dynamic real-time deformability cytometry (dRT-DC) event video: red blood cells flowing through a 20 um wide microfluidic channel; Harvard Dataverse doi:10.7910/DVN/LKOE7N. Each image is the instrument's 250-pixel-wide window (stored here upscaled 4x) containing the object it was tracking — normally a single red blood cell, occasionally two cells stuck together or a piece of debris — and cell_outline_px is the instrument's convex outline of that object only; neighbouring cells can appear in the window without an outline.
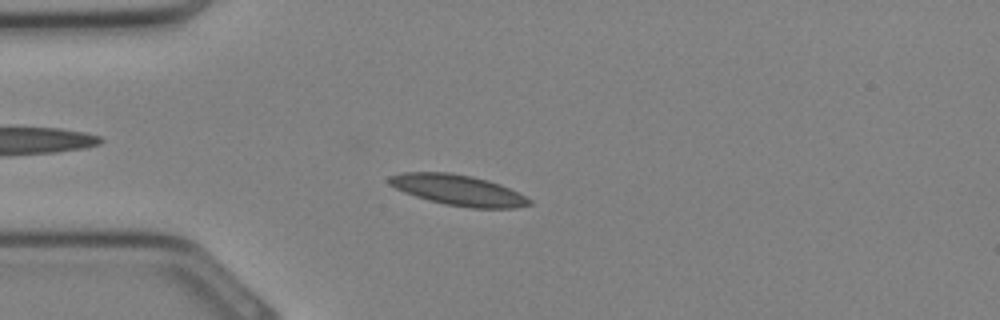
{"species": "Egyptian fruit bat (a non-hibernating species)", "species_latin": "Rousettus aegyptiacus", "temperature_condition": "cold", "stored_images_in_passage": 32, "camera_frame_rate_fps": 3000, "um_per_image_px": 0.085, "animal": {"sex": "female"}, "frame": {"image": 1, "passage_image": 8, "time_ms": 2.333, "image_size_px": [1000, 320], "cell_outline_px": [[532, 204], [516, 208], [472, 208], [444, 204], [428, 200], [404, 192], [388, 184], [388, 176], [404, 172], [448, 172], [472, 176], [488, 180], [500, 184], [532, 200]], "centroid_in_image_um": [38.93, 16.16], "position_along_channel_um": 46.1, "area_um2": 24.97}}
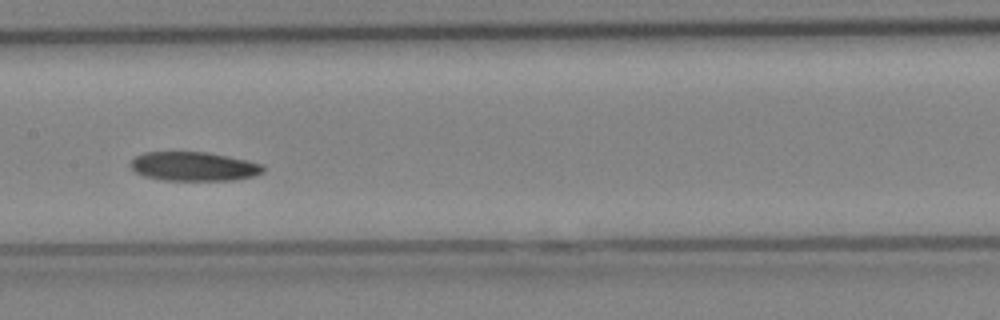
{"frame": {"image": 2, "passage_image": 16, "time_ms": 5.0, "image_size_px": [1000, 320], "cell_outline_px": [[264, 172], [252, 176], [232, 180], [164, 180], [144, 176], [136, 172], [132, 168], [132, 160], [136, 156], [144, 152], [208, 152], [248, 160], [264, 164]], "centroid_in_image_um": [16.51, 14.14], "position_along_channel_um": 190.9, "area_um2": 22.37}}
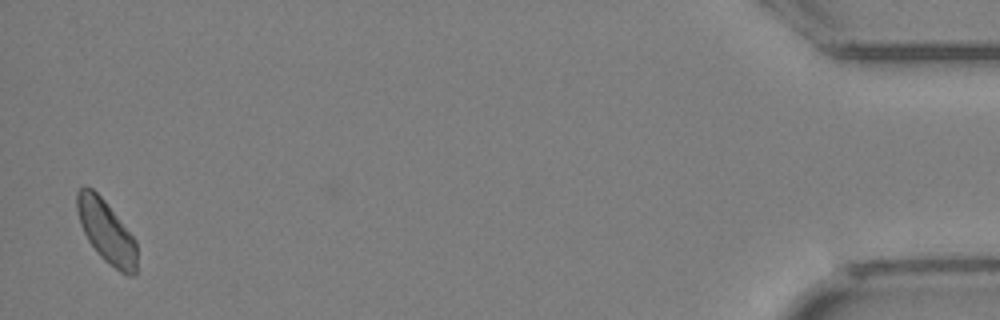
{"frame": {"image": 3, "passage_image": 32, "time_ms": 10.333, "image_size_px": [1000, 320], "cell_outline_px": [[136, 272], [132, 276], [128, 276], [120, 272], [108, 264], [100, 256], [88, 240], [80, 224], [76, 208], [76, 192], [84, 184], [92, 188], [104, 200], [136, 240]], "centroid_in_image_um": [9.02, 19.67], "position_along_channel_um": 426.2, "area_um2": 21.85}}